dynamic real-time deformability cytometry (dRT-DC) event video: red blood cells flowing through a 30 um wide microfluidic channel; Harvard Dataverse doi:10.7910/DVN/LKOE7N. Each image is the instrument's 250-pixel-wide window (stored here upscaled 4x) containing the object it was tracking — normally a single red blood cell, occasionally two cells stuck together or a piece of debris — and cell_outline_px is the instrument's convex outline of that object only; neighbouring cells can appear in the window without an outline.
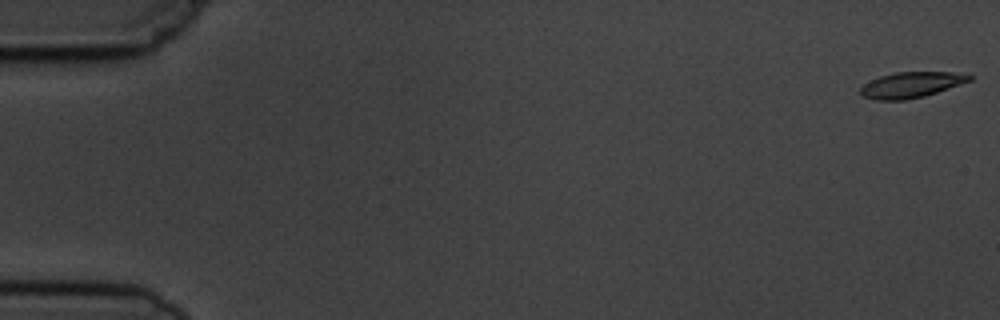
{"species": "common noctule bat (a hibernating species)", "species_latin": "Nyctalus noctula", "temperature_condition": "cold", "stored_images_in_passage": 6, "segment_of_instrument_passage": [2, 2], "camera_frame_rate_fps": 3000, "um_per_image_px": 0.085, "animal": {"sex": "male", "body_mass_g": 19.5, "forearm_length_mm": 54.6}, "frame": {"image": 1, "passage_image": 6, "time_ms": 6.667, "image_size_px": [1000, 320], "cell_outline_px": [[972, 80], [924, 96], [904, 100], [876, 100], [864, 96], [860, 92], [860, 88], [864, 84], [880, 76], [896, 72], [952, 72], [972, 76]], "centroid_in_image_um": [77.43, 7.21], "position_along_channel_um": 7.6, "area_um2": 16.01}}